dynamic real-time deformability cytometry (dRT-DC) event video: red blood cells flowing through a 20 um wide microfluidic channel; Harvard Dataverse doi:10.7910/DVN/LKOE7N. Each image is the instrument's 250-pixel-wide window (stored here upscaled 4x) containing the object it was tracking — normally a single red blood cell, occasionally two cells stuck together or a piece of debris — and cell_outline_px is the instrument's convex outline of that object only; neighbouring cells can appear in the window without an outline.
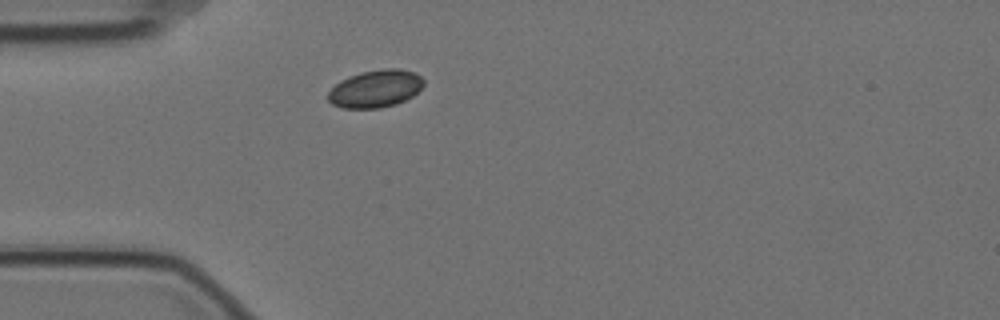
{"species": "Egyptian fruit bat (a non-hibernating species)", "species_latin": "Rousettus aegyptiacus", "temperature_condition": "cold", "stored_images_in_passage": 43, "camera_frame_rate_fps": 3000, "um_per_image_px": 0.085, "animal": {"sex": "female"}, "frame": {"image": 1, "passage_image": 1, "time_ms": 0.0, "image_size_px": [1000, 320], "cell_outline_px": [[424, 84], [412, 96], [396, 104], [380, 108], [344, 108], [332, 104], [328, 100], [328, 92], [340, 80], [348, 76], [364, 72], [384, 68], [400, 68], [416, 72], [424, 80]], "centroid_in_image_um": [31.92, 7.53], "position_along_channel_um": 53.1, "area_um2": 20.87}}
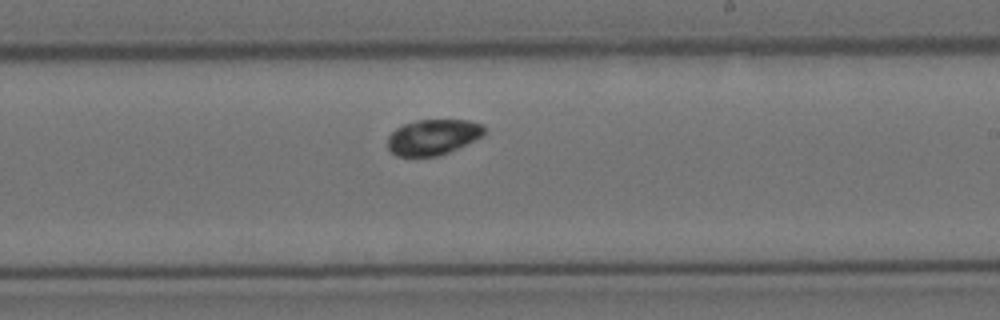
{"frame": {"image": 2, "passage_image": 19, "time_ms": 6.0, "image_size_px": [1000, 320], "cell_outline_px": [[488, 132], [484, 136], [440, 156], [396, 156], [388, 148], [388, 136], [396, 128], [404, 124], [416, 120], [468, 120], [484, 124], [488, 128]], "centroid_in_image_um": [36.87, 11.64], "position_along_channel_um": 252.1, "area_um2": 20.35}}
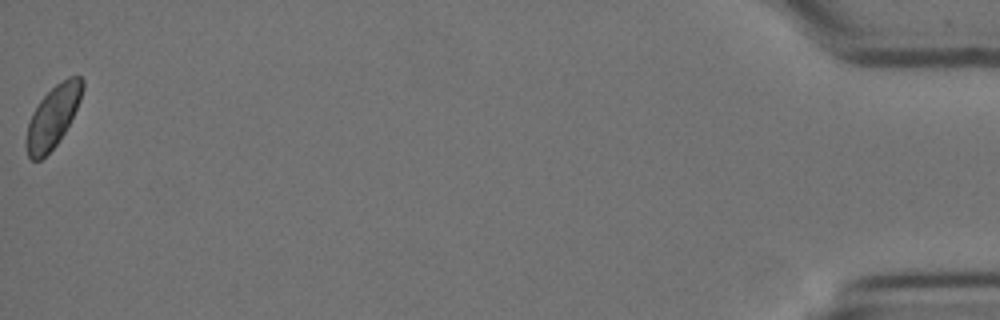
{"frame": {"image": 3, "passage_image": 43, "time_ms": 14.0, "image_size_px": [1000, 320], "cell_outline_px": [[84, 88], [80, 100], [64, 132], [56, 144], [40, 160], [32, 160], [28, 156], [24, 144], [24, 140], [28, 124], [32, 112], [40, 100], [56, 84], [68, 76], [80, 76], [84, 80]], "centroid_in_image_um": [4.47, 9.91], "position_along_channel_um": 430.7, "area_um2": 20.06}}